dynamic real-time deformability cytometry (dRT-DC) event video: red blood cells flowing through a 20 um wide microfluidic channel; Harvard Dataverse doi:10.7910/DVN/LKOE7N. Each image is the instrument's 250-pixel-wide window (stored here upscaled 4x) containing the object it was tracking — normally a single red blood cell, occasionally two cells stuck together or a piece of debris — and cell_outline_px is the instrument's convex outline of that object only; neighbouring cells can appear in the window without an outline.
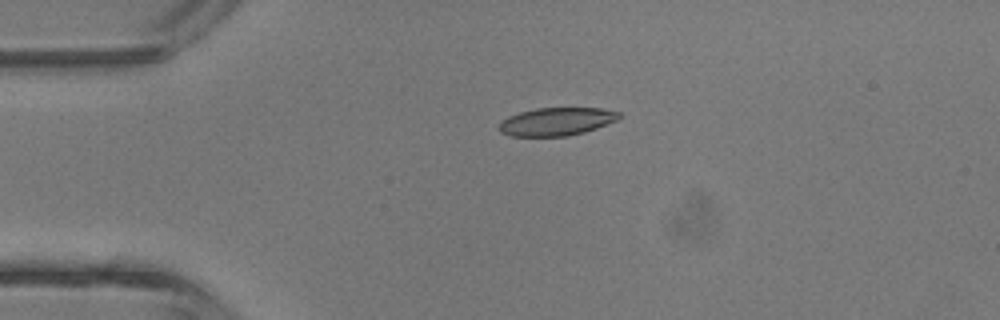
{"species": "common noctule bat (a hibernating species)", "species_latin": "Nyctalus noctula", "temperature_condition": "room temperature", "stored_images_in_passage": 3, "camera_frame_rate_fps": 3000, "um_per_image_px": 0.085, "animal": {"sex": "male", "body_mass_g": 13.3}, "frame": {"image": 1, "passage_image": 2, "time_ms": 1.0, "image_size_px": [1000, 320], "cell_outline_px": [[620, 116], [616, 120], [596, 128], [584, 132], [568, 136], [512, 136], [500, 132], [500, 120], [508, 116], [520, 112], [536, 108], [600, 108], [620, 112]], "centroid_in_image_um": [47.28, 10.33], "position_along_channel_um": 37.7, "area_um2": 19.48}}